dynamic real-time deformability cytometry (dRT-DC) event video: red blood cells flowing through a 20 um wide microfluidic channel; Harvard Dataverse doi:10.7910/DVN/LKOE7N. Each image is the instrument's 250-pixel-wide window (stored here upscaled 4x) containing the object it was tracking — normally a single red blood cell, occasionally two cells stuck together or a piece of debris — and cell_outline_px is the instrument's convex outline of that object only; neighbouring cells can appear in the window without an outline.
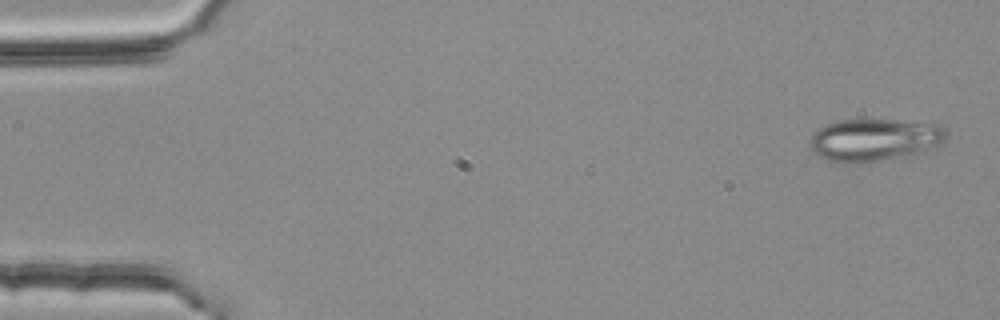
{"species": "common noctule bat (a hibernating species)", "species_latin": "Nyctalus noctula", "temperature_condition": "room temperature", "stored_images_in_passage": 4, "segment_of_instrument_passage": [2, 2], "camera_frame_rate_fps": 3000, "um_per_image_px": 0.085, "animal": {"sex": "female", "body_mass_g": 25.1}, "frame": {"image": 1, "passage_image": 4, "time_ms": 1.0, "image_size_px": [1000, 320], "cell_outline_px": [[948, 136], [944, 140], [920, 152], [860, 164], [848, 164], [828, 160], [820, 156], [812, 148], [812, 136], [824, 124], [836, 120], [936, 120], [948, 128]], "centroid_in_image_um": [74.43, 11.84], "position_along_channel_um": 10.6, "area_um2": 34.04}}